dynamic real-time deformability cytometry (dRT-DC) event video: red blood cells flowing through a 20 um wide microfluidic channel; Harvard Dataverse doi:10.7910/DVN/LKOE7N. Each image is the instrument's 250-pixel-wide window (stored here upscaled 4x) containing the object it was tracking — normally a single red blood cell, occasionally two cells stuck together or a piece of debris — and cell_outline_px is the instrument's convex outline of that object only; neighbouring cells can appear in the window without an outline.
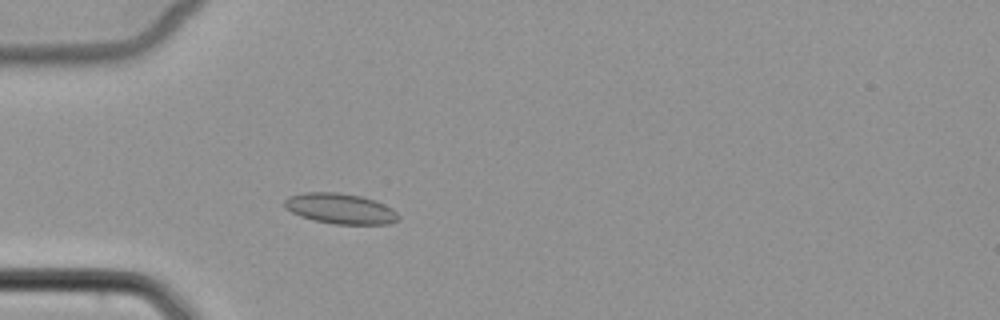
{"species": "common noctule bat (a hibernating species)", "species_latin": "Nyctalus noctula", "temperature_condition": "cold", "stored_images_in_passage": 48, "camera_frame_rate_fps": 3000, "um_per_image_px": 0.085, "animal": {"sex": "female", "body_mass_g": 22.7, "forearm_length_mm": 54.2}, "frame": {"image": 1, "passage_image": 12, "time_ms": 3.667, "image_size_px": [1000, 320], "cell_outline_px": [[400, 220], [388, 224], [332, 224], [312, 220], [300, 216], [284, 208], [284, 200], [288, 196], [304, 192], [336, 192], [360, 196], [376, 200], [392, 208], [400, 216]], "centroid_in_image_um": [28.92, 17.73], "position_along_channel_um": 56.1, "area_um2": 20.46}}
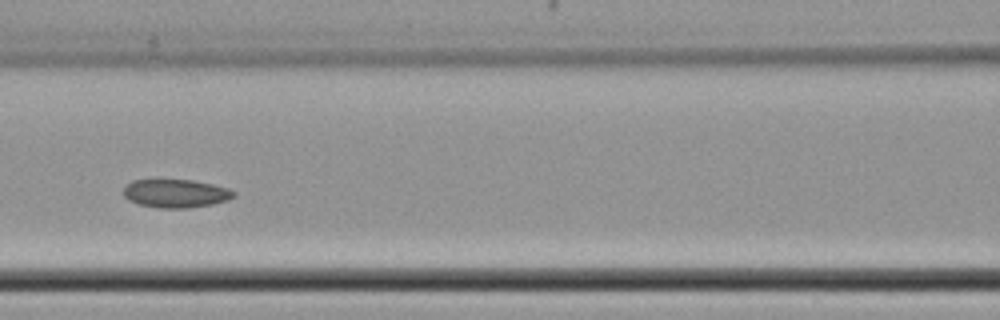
{"frame": {"image": 2, "passage_image": 20, "time_ms": 6.333, "image_size_px": [1000, 320], "cell_outline_px": [[236, 196], [228, 200], [212, 204], [188, 208], [160, 208], [140, 204], [128, 200], [124, 196], [124, 188], [132, 180], [156, 176], [192, 180], [212, 184], [228, 188], [236, 192]], "centroid_in_image_um": [14.91, 16.39], "position_along_channel_um": 151.7, "area_um2": 19.02}}
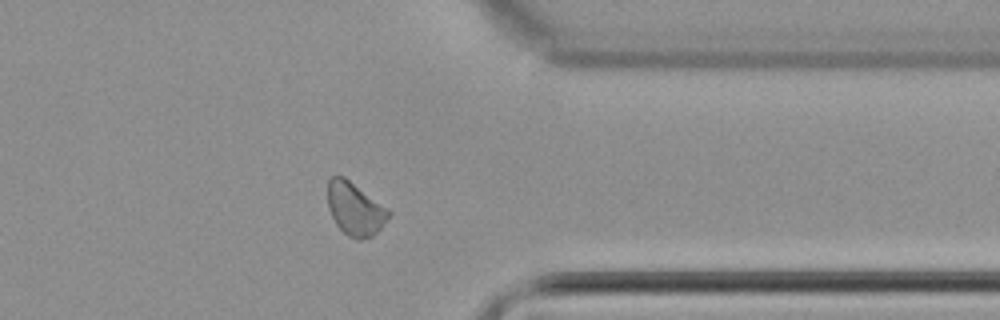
{"frame": {"image": 3, "passage_image": 38, "time_ms": 12.333, "image_size_px": [1000, 320], "cell_outline_px": [[392, 212], [380, 228], [372, 236], [360, 240], [356, 240], [348, 236], [336, 224], [328, 208], [328, 180], [332, 176], [344, 176], [388, 208]], "centroid_in_image_um": [30.17, 17.75], "position_along_channel_um": 381.2, "area_um2": 18.73}}